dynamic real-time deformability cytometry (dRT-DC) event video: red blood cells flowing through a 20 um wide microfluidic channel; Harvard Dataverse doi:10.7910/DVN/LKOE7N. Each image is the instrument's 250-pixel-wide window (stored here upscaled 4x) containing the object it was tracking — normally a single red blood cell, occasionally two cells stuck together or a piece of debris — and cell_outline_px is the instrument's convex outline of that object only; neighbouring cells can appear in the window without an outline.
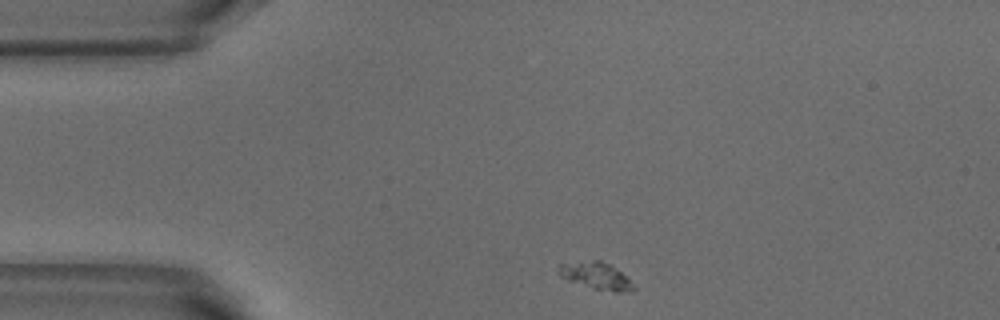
{"species": "common noctule bat (a hibernating species)", "species_latin": "Nyctalus noctula", "temperature_condition": "warm", "stored_images_in_passage": 44, "camera_frame_rate_fps": 3000, "um_per_image_px": 0.085, "animal": {"sex": "male", "body_mass_g": 18.8}, "frame": {"image": 1, "passage_image": 1, "time_ms": 0.0, "image_size_px": [1000, 320], "cell_outline_px": [[636, 288], [628, 292], [616, 292], [592, 288], [568, 280], [560, 276], [556, 272], [560, 264], [592, 260], [600, 260], [612, 264]], "centroid_in_image_um": [50.64, 23.43], "position_along_channel_um": 34.4, "area_um2": 11.68}}
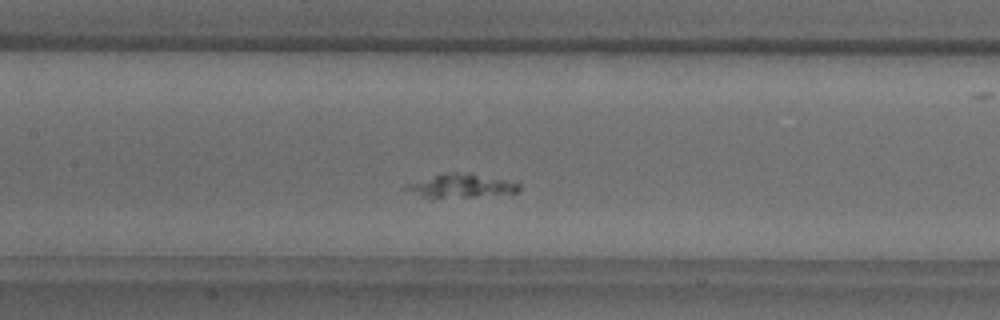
{"frame": {"image": 2, "passage_image": 15, "time_ms": 4.667, "image_size_px": [1000, 320], "cell_outline_px": [[520, 188], [516, 192], [476, 196], [424, 196], [404, 188], [408, 184], [444, 172], [468, 172], [504, 180], [520, 184]], "centroid_in_image_um": [39.24, 15.75], "position_along_channel_um": 168.2, "area_um2": 14.62}}
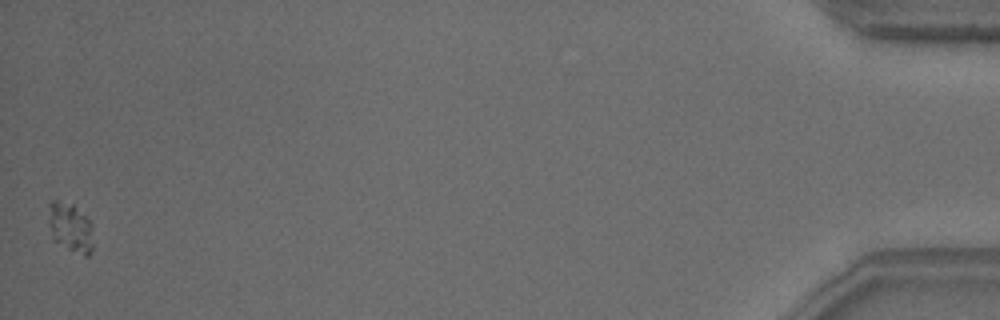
{"frame": {"image": 3, "passage_image": 44, "time_ms": 14.333, "image_size_px": [1000, 320], "cell_outline_px": [[92, 252], [88, 256], [84, 256], [52, 240], [48, 224], [48, 204], [52, 200], [56, 200], [72, 204], [92, 224]], "centroid_in_image_um": [5.95, 19.34], "position_along_channel_um": 429.3, "area_um2": 12.89}}